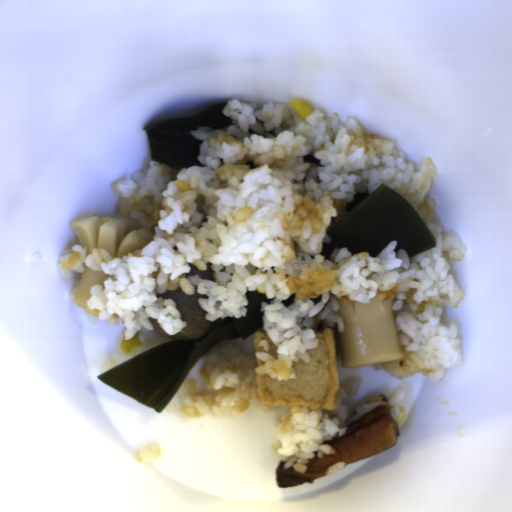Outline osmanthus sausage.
I'll return each mask as SVG.
<instances>
[{"instance_id": "1", "label": "osmanthus sausage", "mask_w": 512, "mask_h": 512, "mask_svg": "<svg viewBox=\"0 0 512 512\" xmlns=\"http://www.w3.org/2000/svg\"><path fill=\"white\" fill-rule=\"evenodd\" d=\"M382 292L368 303L339 305L335 312L344 322L338 345L343 368L375 367L405 359L393 315L394 296Z\"/></svg>"}, {"instance_id": "2", "label": "osmanthus sausage", "mask_w": 512, "mask_h": 512, "mask_svg": "<svg viewBox=\"0 0 512 512\" xmlns=\"http://www.w3.org/2000/svg\"><path fill=\"white\" fill-rule=\"evenodd\" d=\"M128 222L121 218H111L99 225L97 215H87L71 221L72 231L77 237L78 245L85 247V256L92 249H105L111 257H121L129 252L142 250L146 245L140 227L124 232Z\"/></svg>"}, {"instance_id": "3", "label": "osmanthus sausage", "mask_w": 512, "mask_h": 512, "mask_svg": "<svg viewBox=\"0 0 512 512\" xmlns=\"http://www.w3.org/2000/svg\"><path fill=\"white\" fill-rule=\"evenodd\" d=\"M85 270L80 273L75 289L72 295L73 300L77 305L82 307L90 315L99 313L97 309H89L87 301L89 300L91 286L94 283H101L102 291L105 289L104 281L106 278H112L114 281L117 278L114 275H106L104 271H93L83 264Z\"/></svg>"}]
</instances>
